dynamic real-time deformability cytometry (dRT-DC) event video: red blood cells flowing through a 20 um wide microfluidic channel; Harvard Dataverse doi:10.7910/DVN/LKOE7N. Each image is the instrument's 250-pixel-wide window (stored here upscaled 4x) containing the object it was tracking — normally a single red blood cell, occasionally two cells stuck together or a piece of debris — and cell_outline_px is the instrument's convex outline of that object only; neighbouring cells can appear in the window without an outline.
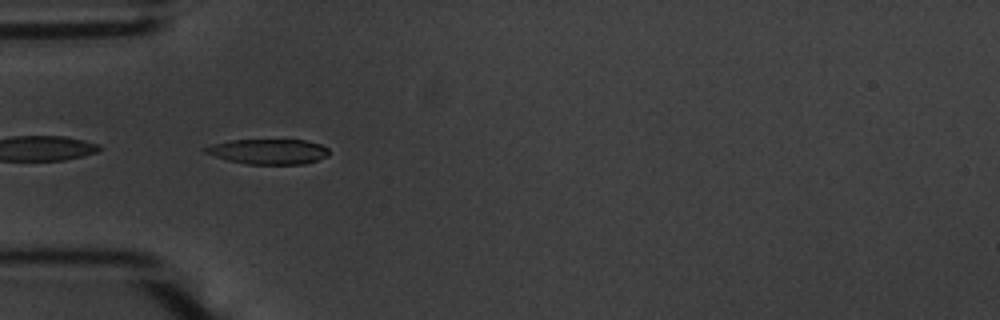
{"species": "common noctule bat (a hibernating species)", "species_latin": "Nyctalus noctula", "temperature_condition": "warm", "stored_images_in_passage": 39, "camera_frame_rate_fps": 3000, "um_per_image_px": 0.085, "animal": {"sex": "male", "body_mass_g": 20.1, "forearm_length_mm": 53.5}, "frame": {"image": 1, "passage_image": 1, "time_ms": 0.0, "image_size_px": [1000, 320], "cell_outline_px": [[328, 156], [304, 164], [248, 164], [228, 160], [204, 152], [200, 148], [212, 144], [228, 140], [304, 140], [320, 144], [328, 148]], "centroid_in_image_um": [22.78, 12.88], "position_along_channel_um": 62.2, "area_um2": 18.09}}
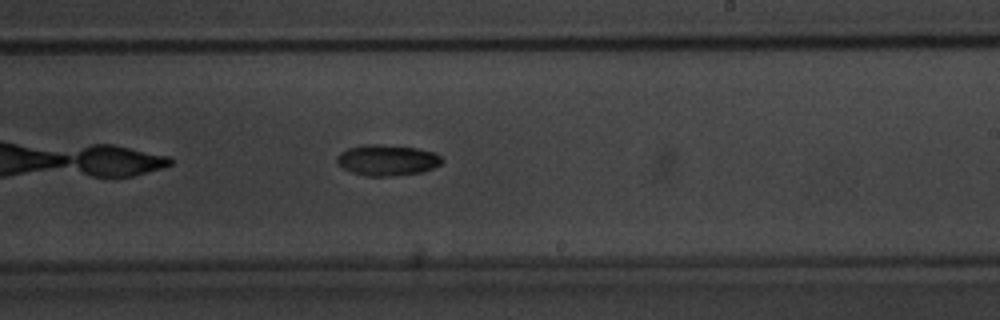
{"frame": {"image": 2, "passage_image": 17, "time_ms": 5.333, "image_size_px": [1000, 320], "cell_outline_px": [[444, 160], [440, 164], [424, 172], [388, 176], [368, 176], [352, 172], [344, 168], [336, 160], [336, 156], [340, 152], [348, 148], [364, 144], [380, 144], [416, 148], [432, 152], [440, 156]], "centroid_in_image_um": [32.9, 13.6], "position_along_channel_um": 256.1, "area_um2": 18.79}}
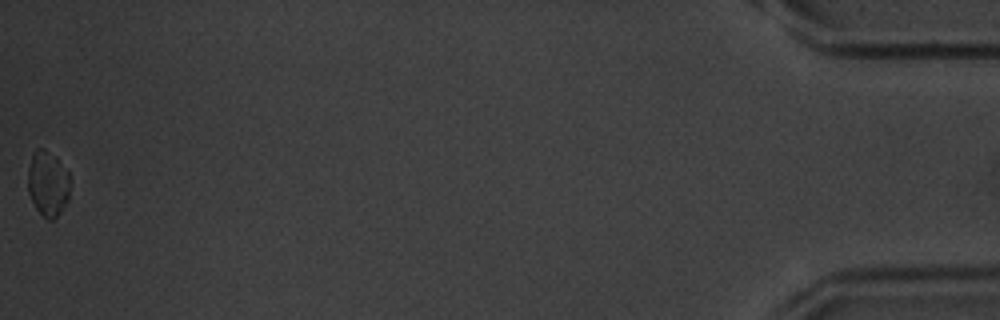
{"frame": {"image": 3, "passage_image": 39, "time_ms": 12.667, "image_size_px": [1000, 320], "cell_outline_px": [[72, 180], [68, 200], [60, 212], [52, 220], [48, 220], [36, 208], [28, 192], [28, 168], [32, 152], [36, 148], [44, 148], [56, 156], [68, 172]], "centroid_in_image_um": [4.09, 15.56], "position_along_channel_um": 431.1, "area_um2": 16.36}, "authors_computed_cell_mechanics": {"area_um2": 18.0914, "velocity_mm_per_s": 3.6697, "shape_relaxation_time_tau1_ms": 2.4836, "shape_relaxation_time_tau2_ms": null, "deformation_change_tau1": 0.1204, "deformation_change_tau2": null}}